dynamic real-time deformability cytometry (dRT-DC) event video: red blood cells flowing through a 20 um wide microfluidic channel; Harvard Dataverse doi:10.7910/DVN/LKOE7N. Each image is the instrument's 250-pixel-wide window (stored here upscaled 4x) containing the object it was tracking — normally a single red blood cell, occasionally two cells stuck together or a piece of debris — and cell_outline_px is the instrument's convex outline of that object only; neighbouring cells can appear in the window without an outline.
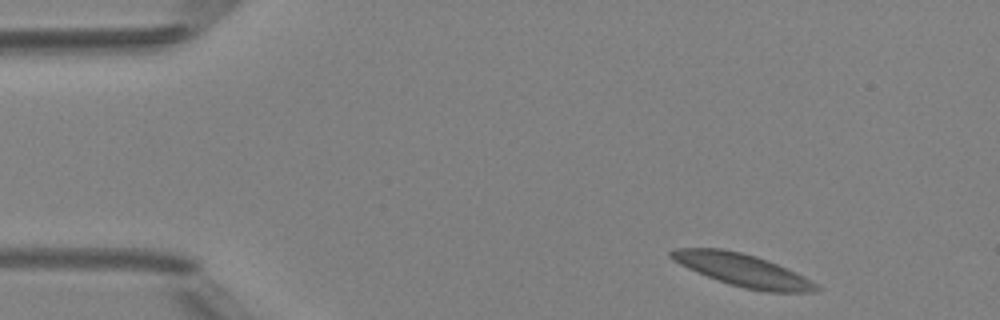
{"species": "Egyptian fruit bat (a non-hibernating species)", "species_latin": "Rousettus aegyptiacus", "temperature_condition": "room temperature", "stored_images_in_passage": 4, "camera_frame_rate_fps": 3000, "um_per_image_px": 0.085, "animal": {"sex": "female"}, "frame": {"image": 1, "passage_image": 1, "time_ms": 0.0, "image_size_px": [1000, 320], "cell_outline_px": [[820, 288], [812, 292], [764, 292], [744, 288], [728, 284], [716, 280], [696, 272], [680, 264], [668, 256], [668, 252], [672, 248], [720, 248], [740, 252], [756, 256], [768, 260], [788, 268], [820, 284]], "centroid_in_image_um": [63.14, 22.96], "position_along_channel_um": 21.9, "area_um2": 27.8}}